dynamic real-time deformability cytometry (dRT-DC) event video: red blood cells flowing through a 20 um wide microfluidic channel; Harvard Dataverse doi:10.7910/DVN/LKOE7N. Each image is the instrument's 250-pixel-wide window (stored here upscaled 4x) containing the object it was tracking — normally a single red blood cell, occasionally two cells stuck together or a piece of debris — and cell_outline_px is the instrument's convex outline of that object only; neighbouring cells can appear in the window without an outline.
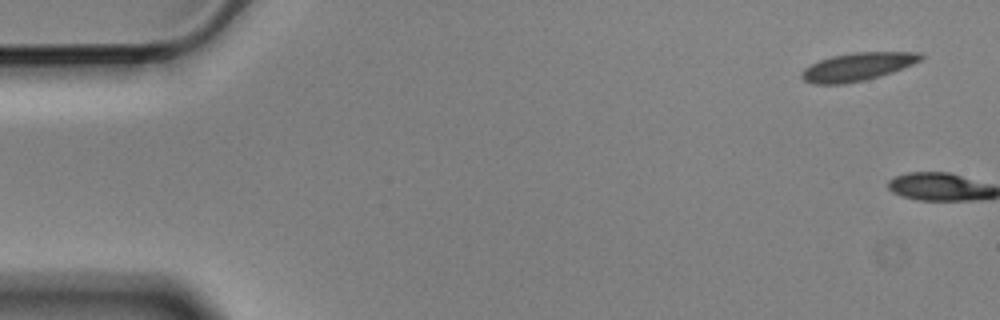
{"species": "Egyptian fruit bat (a non-hibernating species)", "species_latin": "Rousettus aegyptiacus", "temperature_condition": "cold", "stored_images_in_passage": 4, "camera_frame_rate_fps": 3000, "um_per_image_px": 0.085, "animal": {"sex": "male"}, "frame": {"image": 1, "passage_image": 1, "time_ms": 0.0, "image_size_px": [1000, 320], "cell_outline_px": [[924, 56], [920, 60], [912, 64], [892, 72], [864, 80], [844, 84], [812, 84], [804, 80], [800, 76], [800, 72], [804, 68], [820, 60], [832, 56], [852, 52], [920, 52]], "centroid_in_image_um": [72.85, 5.67], "position_along_channel_um": 12.2, "area_um2": 19.36}}